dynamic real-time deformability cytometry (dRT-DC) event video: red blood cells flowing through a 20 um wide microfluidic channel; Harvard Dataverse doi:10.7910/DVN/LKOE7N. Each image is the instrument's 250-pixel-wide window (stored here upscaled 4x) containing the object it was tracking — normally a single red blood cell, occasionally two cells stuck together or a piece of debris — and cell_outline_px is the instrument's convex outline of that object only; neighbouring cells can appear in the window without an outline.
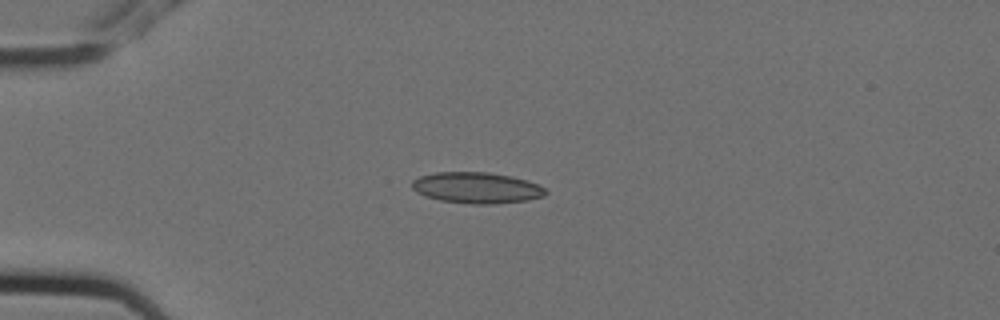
{"species": "Egyptian fruit bat (a non-hibernating species)", "species_latin": "Rousettus aegyptiacus", "temperature_condition": "cold", "stored_images_in_passage": 10, "camera_frame_rate_fps": 3000, "um_per_image_px": 0.085, "animal": {"sex": "female"}, "frame": {"image": 1, "passage_image": 2, "time_ms": 0.333, "image_size_px": [1000, 320], "cell_outline_px": [[548, 192], [544, 196], [528, 200], [496, 204], [472, 204], [440, 200], [424, 196], [416, 192], [412, 188], [412, 180], [420, 176], [436, 172], [488, 172], [512, 176], [536, 184], [544, 188]], "centroid_in_image_um": [40.49, 15.96], "position_along_channel_um": 44.5, "area_um2": 24.22}}
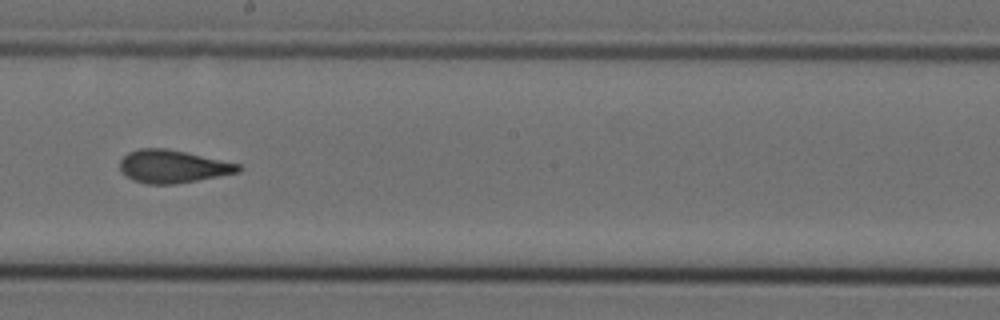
{"frame": {"image": 2, "passage_image": 7, "time_ms": 2.0, "image_size_px": [1000, 320], "cell_outline_px": [[244, 168], [240, 172], [176, 184], [148, 184], [132, 180], [120, 168], [120, 160], [128, 152], [140, 148], [164, 148], [184, 152], [240, 164]], "centroid_in_image_um": [14.7, 14.15], "position_along_channel_um": 233.5, "area_um2": 22.48}}
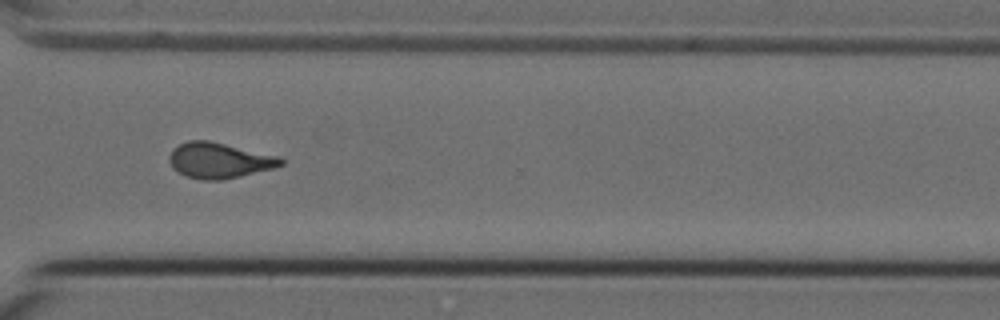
{"frame": {"image": 3, "passage_image": 10, "time_ms": 3.0, "image_size_px": [1000, 320], "cell_outline_px": [[284, 164], [276, 168], [240, 176], [220, 180], [204, 180], [184, 176], [172, 168], [168, 160], [168, 156], [172, 148], [188, 140], [208, 140], [280, 156], [284, 160]], "centroid_in_image_um": [18.63, 13.63], "position_along_channel_um": 352.0, "area_um2": 23.41}}